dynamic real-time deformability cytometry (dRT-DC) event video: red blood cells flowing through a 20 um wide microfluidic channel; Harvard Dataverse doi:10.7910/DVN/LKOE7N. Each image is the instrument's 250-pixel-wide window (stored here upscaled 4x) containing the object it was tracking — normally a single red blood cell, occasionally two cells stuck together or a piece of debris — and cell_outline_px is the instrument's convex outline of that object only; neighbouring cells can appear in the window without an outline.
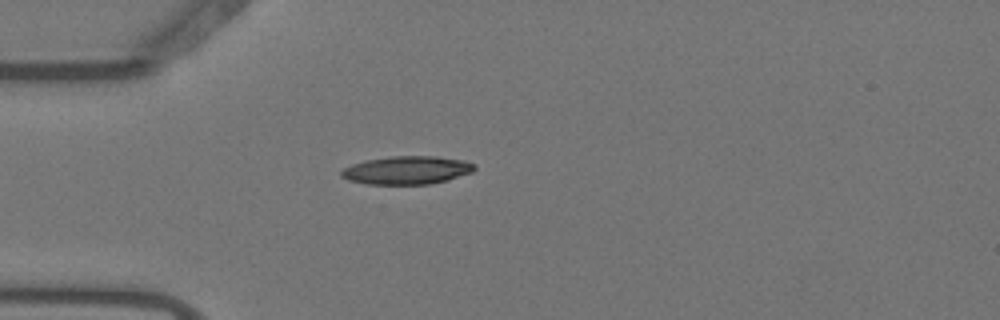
{"species": "Egyptian fruit bat (a non-hibernating species)", "species_latin": "Rousettus aegyptiacus", "temperature_condition": "warm", "stored_images_in_passage": 42, "camera_frame_rate_fps": 3000, "um_per_image_px": 0.085, "animal": {"sex": "female"}, "frame": {"image": 1, "passage_image": 2, "time_ms": 0.333, "image_size_px": [1000, 320], "cell_outline_px": [[476, 168], [472, 172], [448, 180], [428, 184], [368, 184], [348, 180], [340, 176], [340, 172], [344, 168], [352, 164], [368, 160], [392, 156], [436, 156], [464, 160], [476, 164]], "centroid_in_image_um": [34.61, 14.46], "position_along_channel_um": 50.4, "area_um2": 21.85}}
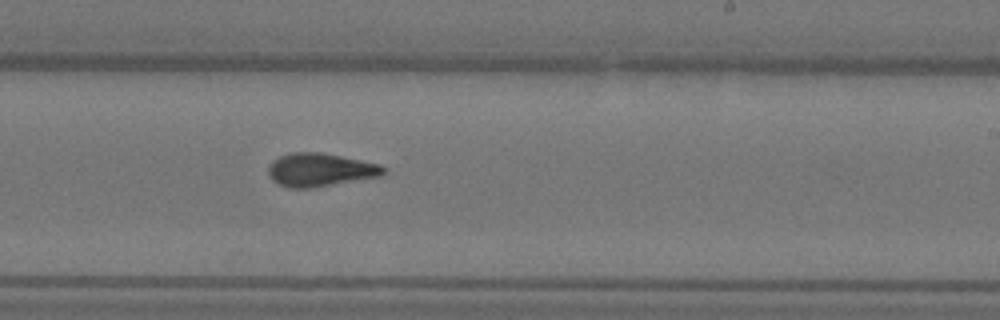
{"frame": {"image": 2, "passage_image": 20, "time_ms": 6.333, "image_size_px": [1000, 320], "cell_outline_px": [[388, 168], [384, 176], [312, 188], [288, 188], [272, 180], [268, 176], [268, 164], [272, 160], [280, 156], [292, 152], [320, 152], [380, 164]], "centroid_in_image_um": [27.23, 14.44], "position_along_channel_um": 261.8, "area_um2": 22.66}}
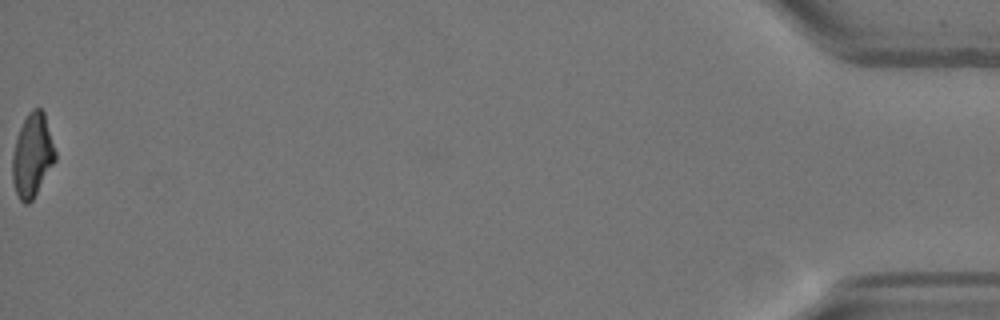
{"frame": {"image": 3, "passage_image": 42, "time_ms": 13.667, "image_size_px": [1000, 320], "cell_outline_px": [[56, 160], [32, 200], [28, 204], [24, 204], [20, 200], [16, 192], [12, 180], [12, 156], [16, 140], [20, 128], [28, 112], [32, 108], [40, 108], [44, 112], [56, 152]], "centroid_in_image_um": [2.75, 13.21], "position_along_channel_um": 432.5, "area_um2": 20.69}, "authors_computed_cell_mechanics": {"area_um2": 21.7617, "velocity_mm_per_s": 3.7028, "shape_relaxation_time_tau1_ms": 6.1989, "shape_relaxation_time_tau2_ms": 2.5267, "deformation_change_tau1": 0.2259, "deformation_change_tau2": 0.073}}